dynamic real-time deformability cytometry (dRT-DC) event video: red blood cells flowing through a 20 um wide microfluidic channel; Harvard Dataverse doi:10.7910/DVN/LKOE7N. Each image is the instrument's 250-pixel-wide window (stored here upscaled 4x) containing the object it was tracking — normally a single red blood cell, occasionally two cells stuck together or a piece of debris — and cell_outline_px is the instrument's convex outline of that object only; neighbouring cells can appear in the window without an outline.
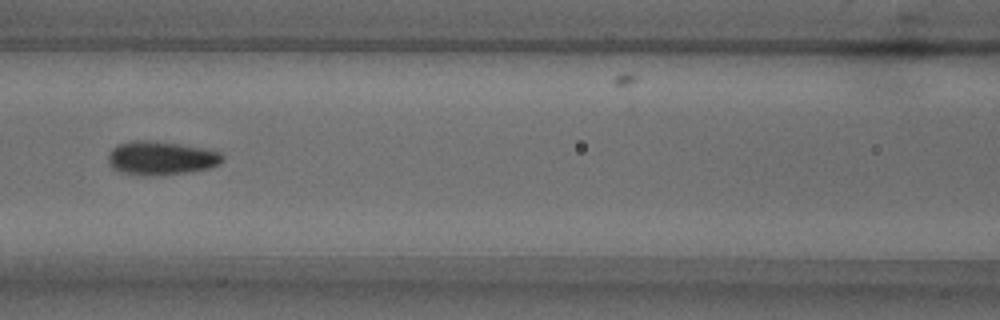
{"species": "common noctule bat (a hibernating species)", "species_latin": "Nyctalus noctula", "temperature_condition": "warm", "stored_images_in_passage": 47, "camera_frame_rate_fps": 3000, "um_per_image_px": 0.085, "animal": {"sex": "male", "body_mass_g": 18.8}, "frame": {"image": 1, "passage_image": 22, "time_ms": 7.0, "image_size_px": [1000, 320], "cell_outline_px": [[224, 160], [220, 164], [208, 168], [188, 172], [152, 176], [136, 176], [120, 172], [112, 168], [108, 160], [108, 152], [116, 144], [132, 140], [144, 140], [180, 144], [208, 148], [220, 152], [224, 156]], "centroid_in_image_um": [13.67, 13.44], "position_along_channel_um": 152.9, "area_um2": 22.89}}
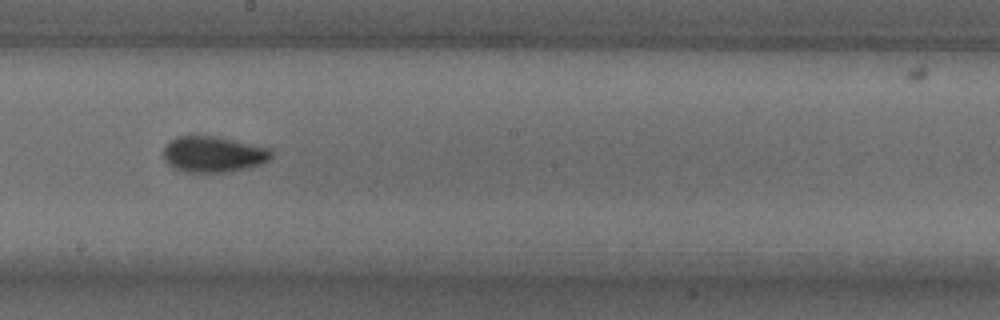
{"frame": {"image": 2, "passage_image": 28, "time_ms": 9.0, "image_size_px": [1000, 320], "cell_outline_px": [[272, 156], [264, 164], [248, 168], [228, 172], [184, 172], [172, 168], [164, 160], [164, 148], [176, 136], [216, 136], [272, 148]], "centroid_in_image_um": [18.17, 13.12], "position_along_channel_um": 230.0, "area_um2": 22.83}}
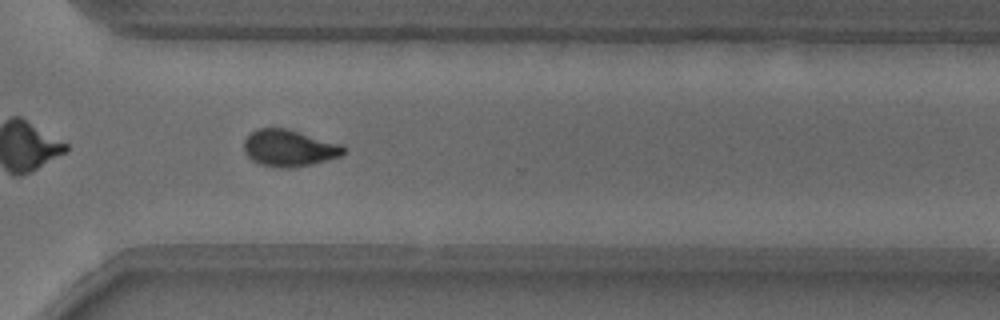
{"frame": {"image": 3, "passage_image": 37, "time_ms": 12.0, "image_size_px": [1000, 320], "cell_outline_px": [[344, 152], [340, 156], [328, 160], [296, 168], [280, 168], [260, 164], [252, 160], [244, 152], [244, 140], [256, 128], [288, 128], [340, 144], [344, 148]], "centroid_in_image_um": [24.55, 12.59], "position_along_channel_um": 346.0, "area_um2": 21.33}, "authors_computed_cell_mechanics": {"area_um2": 22.1952, "velocity_mm_per_s": 3.8693, "shape_relaxation_time_tau1_ms": 3.7237, "shape_relaxation_time_tau2_ms": 1.1435, "deformation_change_tau1": 0.1378, "deformation_change_tau2": 0.0602}}